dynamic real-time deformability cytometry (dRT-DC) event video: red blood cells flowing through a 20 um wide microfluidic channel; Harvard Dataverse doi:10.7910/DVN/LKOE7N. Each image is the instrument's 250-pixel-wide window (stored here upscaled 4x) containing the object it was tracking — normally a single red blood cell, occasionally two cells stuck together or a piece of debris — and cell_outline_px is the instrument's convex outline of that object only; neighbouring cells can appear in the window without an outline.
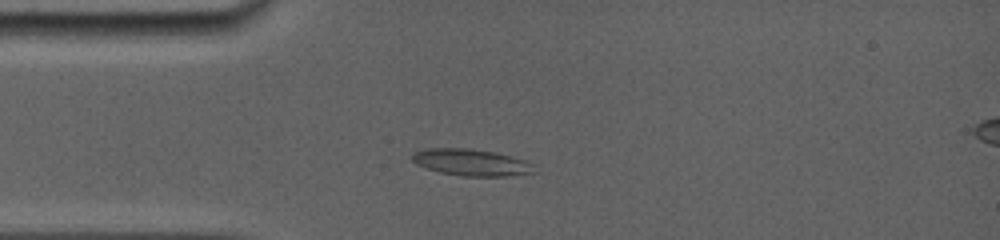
{"species": "common noctule bat (a hibernating species)", "species_latin": "Nyctalus noctula", "temperature_condition": "room temperature", "stored_images_in_passage": 30, "camera_frame_rate_fps": 5000, "um_per_image_px": 0.085, "animal": {"sex": "female", "body_mass_g": 19.0, "forearm_length_mm": 56.7}, "frame": {"image": 1, "passage_image": 8, "time_ms": 3.2, "image_size_px": [1000, 240], "cell_outline_px": [[536, 172], [504, 176], [464, 176], [440, 172], [424, 168], [416, 164], [412, 160], [412, 152], [428, 148], [468, 148], [496, 152], [512, 156], [524, 160], [532, 164]], "centroid_in_image_um": [40.02, 13.79], "position_along_channel_um": 45.0, "area_um2": 19.02}}
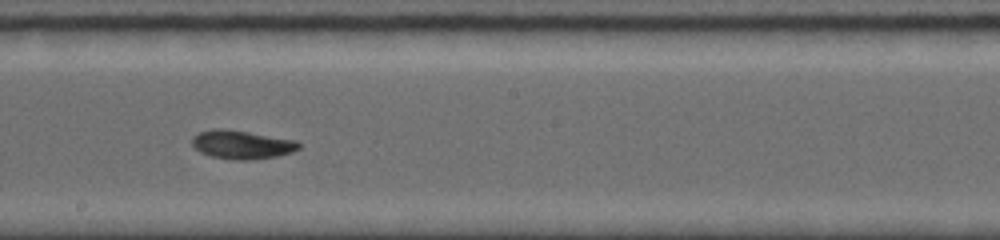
{"frame": {"image": 2, "passage_image": 18, "time_ms": 8.2, "image_size_px": [1000, 240], "cell_outline_px": [[300, 148], [292, 152], [276, 156], [256, 160], [236, 160], [212, 156], [200, 152], [192, 144], [192, 136], [200, 132], [212, 128], [228, 128], [296, 140], [300, 144]], "centroid_in_image_um": [20.56, 12.28], "position_along_channel_um": 227.6, "area_um2": 17.98}}
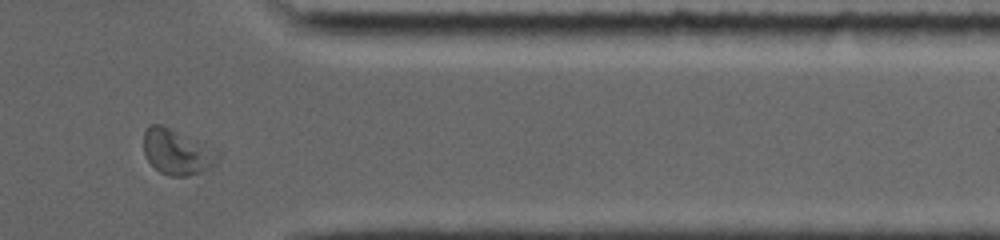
{"frame": {"image": 3, "passage_image": 27, "time_ms": 12.6, "image_size_px": [1000, 240], "cell_outline_px": [[220, 156], [208, 168], [200, 172], [188, 176], [168, 176], [160, 172], [148, 160], [144, 152], [144, 132], [152, 124], [160, 124], [220, 152]], "centroid_in_image_um": [15.01, 12.94], "position_along_channel_um": 396.4, "area_um2": 18.96}, "authors_computed_cell_mechanics": {"area_um2": 18.0914, "velocity_mm_per_s": 3.888, "shape_relaxation_time_tau1_ms": 5.4048, "shape_relaxation_time_tau2_ms": 4.1262, "deformation_change_tau1": 0.1701, "deformation_change_tau2": 0.067}}